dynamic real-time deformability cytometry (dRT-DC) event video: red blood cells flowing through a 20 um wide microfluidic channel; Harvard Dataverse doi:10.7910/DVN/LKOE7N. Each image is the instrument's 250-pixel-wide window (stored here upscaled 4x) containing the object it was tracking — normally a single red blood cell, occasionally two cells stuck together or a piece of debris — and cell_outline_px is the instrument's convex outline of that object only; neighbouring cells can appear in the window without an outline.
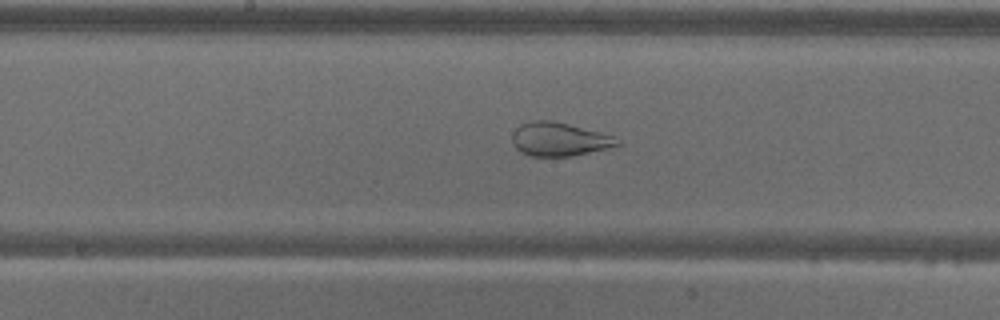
{"species": "common noctule bat (a hibernating species)", "species_latin": "Nyctalus noctula", "temperature_condition": "warm", "stored_images_in_passage": 47, "camera_frame_rate_fps": 3000, "um_per_image_px": 0.085, "animal": {"sex": "male", "body_mass_g": 18.8}, "frame": {"image": 1, "passage_image": 19, "time_ms": 6.0, "image_size_px": [1000, 320], "cell_outline_px": [[620, 144], [608, 148], [572, 156], [532, 156], [520, 152], [512, 144], [512, 132], [520, 124], [532, 120], [552, 120], [600, 132], [612, 136]], "centroid_in_image_um": [47.46, 11.83], "position_along_channel_um": 200.7, "area_um2": 20.46}}
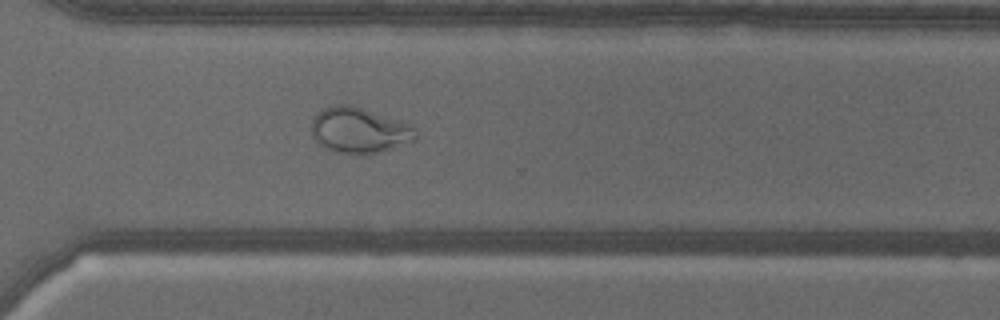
{"frame": {"image": 2, "passage_image": 31, "time_ms": 10.0, "image_size_px": [1000, 320], "cell_outline_px": [[416, 140], [380, 152], [332, 152], [320, 144], [312, 136], [312, 116], [320, 108], [332, 104], [348, 104], [400, 120], [412, 124], [416, 128]], "centroid_in_image_um": [30.51, 11.03], "position_along_channel_um": 340.1, "area_um2": 27.63}}
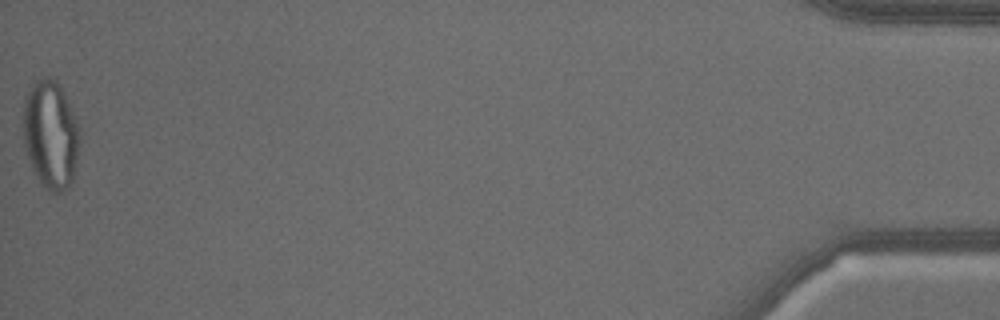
{"frame": {"image": 3, "passage_image": 47, "time_ms": 15.333, "image_size_px": [1000, 320], "cell_outline_px": [[80, 140], [76, 164], [72, 180], [68, 188], [60, 192], [48, 192], [40, 184], [32, 168], [24, 144], [24, 96], [32, 84], [44, 76], [48, 76], [56, 80], [60, 84], [80, 124]], "centroid_in_image_um": [4.33, 11.42], "position_along_channel_um": 430.9, "area_um2": 36.13}}